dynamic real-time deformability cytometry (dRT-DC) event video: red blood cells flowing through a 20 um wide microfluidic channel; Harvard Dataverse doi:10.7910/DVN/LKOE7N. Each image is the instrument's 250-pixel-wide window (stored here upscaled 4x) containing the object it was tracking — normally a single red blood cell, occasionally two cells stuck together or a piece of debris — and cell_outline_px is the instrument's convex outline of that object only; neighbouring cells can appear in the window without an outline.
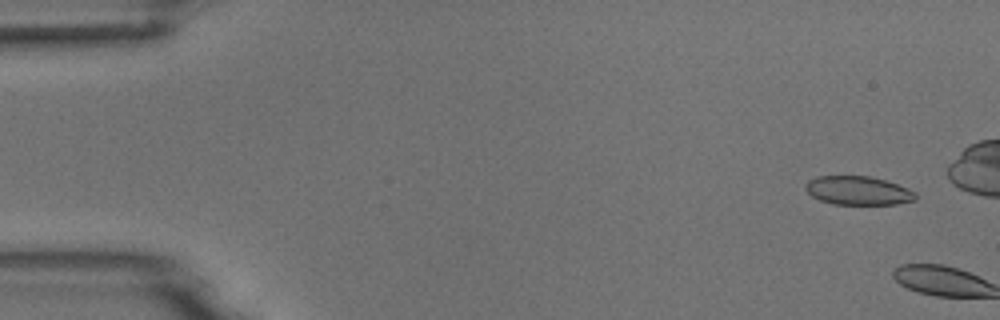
{"species": "common noctule bat (a hibernating species)", "species_latin": "Nyctalus noctula", "temperature_condition": "room temperature", "stored_images_in_passage": 5, "camera_frame_rate_fps": 3000, "um_per_image_px": 0.085, "animal": {"sex": "male", "body_mass_g": 18.8}, "frame": {"image": 1, "passage_image": 1, "time_ms": 0.0, "image_size_px": [1000, 320], "cell_outline_px": [[916, 200], [896, 204], [832, 204], [820, 200], [812, 196], [804, 188], [804, 184], [808, 180], [816, 176], [868, 176], [884, 180], [908, 188], [916, 192]], "centroid_in_image_um": [72.91, 16.2], "position_along_channel_um": 12.1, "area_um2": 18.44}}